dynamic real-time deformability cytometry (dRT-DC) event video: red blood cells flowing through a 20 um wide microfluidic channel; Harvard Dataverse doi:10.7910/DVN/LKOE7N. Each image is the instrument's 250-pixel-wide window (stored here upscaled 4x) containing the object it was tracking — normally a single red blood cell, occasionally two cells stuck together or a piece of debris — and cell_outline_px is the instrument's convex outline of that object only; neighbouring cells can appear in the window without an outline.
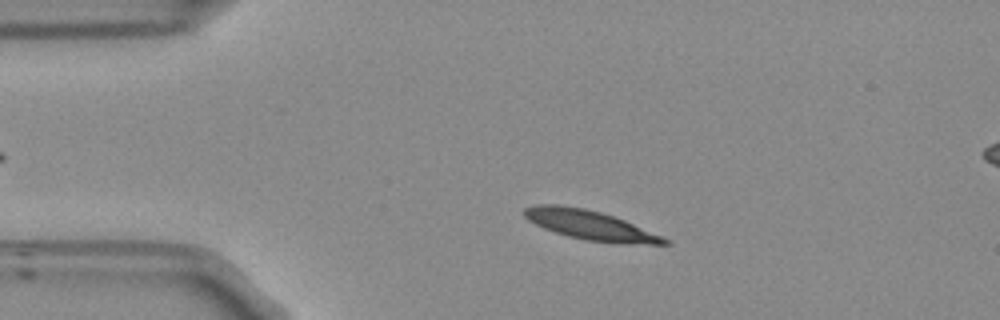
{"species": "Egyptian fruit bat (a non-hibernating species)", "species_latin": "Rousettus aegyptiacus", "temperature_condition": "room temperature", "stored_images_in_passage": 52, "segment_of_instrument_passage": [1, 2], "camera_frame_rate_fps": 3000, "um_per_image_px": 0.085, "frame": {"image": 1, "passage_image": 8, "time_ms": 2.333, "image_size_px": [1000, 320], "cell_outline_px": [[672, 244], [616, 244], [584, 240], [568, 236], [544, 228], [528, 220], [524, 216], [524, 208], [536, 204], [556, 204], [584, 208], [600, 212], [624, 220], [660, 236], [668, 240]], "centroid_in_image_um": [50.13, 19.14], "position_along_channel_um": 34.9, "area_um2": 23.81}}
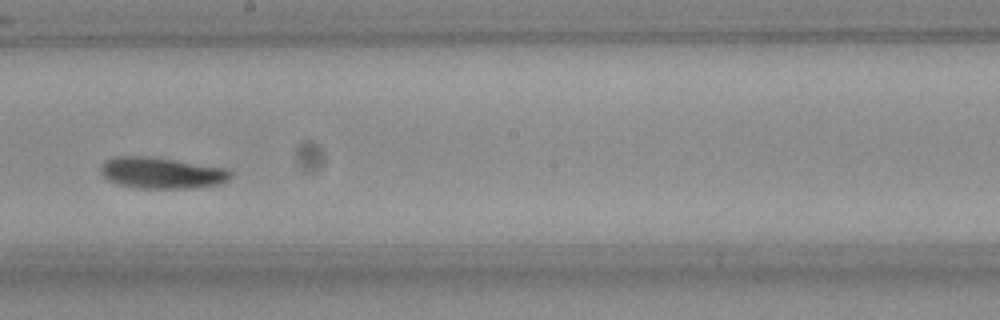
{"frame": {"image": 2, "passage_image": 27, "time_ms": 8.667, "image_size_px": [1000, 320], "cell_outline_px": [[232, 176], [228, 180], [220, 184], [192, 188], [140, 188], [120, 184], [108, 180], [100, 172], [100, 164], [104, 160], [116, 156], [148, 156], [224, 168], [232, 172]], "centroid_in_image_um": [13.71, 14.69], "position_along_channel_um": 234.5, "area_um2": 23.52}}
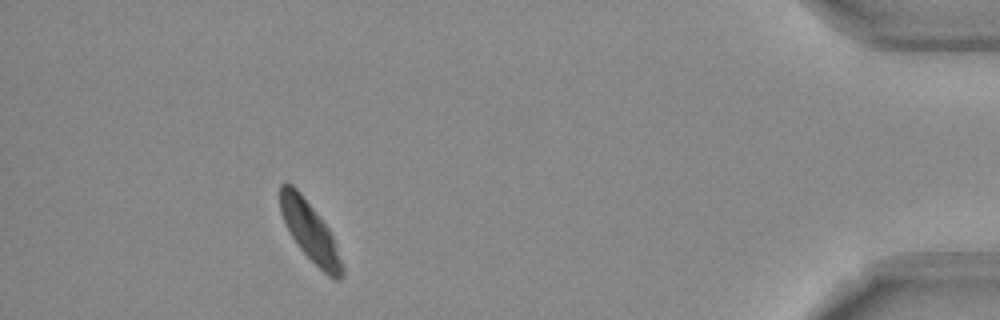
{"frame": {"image": 3, "passage_image": 46, "time_ms": 15.0, "image_size_px": [1000, 320], "cell_outline_px": [[344, 276], [340, 280], [336, 280], [328, 276], [300, 248], [292, 236], [280, 212], [280, 184], [284, 180], [292, 184], [300, 192], [328, 228], [336, 244], [344, 264]], "centroid_in_image_um": [26.37, 19.68], "position_along_channel_um": 408.8, "area_um2": 21.15}}